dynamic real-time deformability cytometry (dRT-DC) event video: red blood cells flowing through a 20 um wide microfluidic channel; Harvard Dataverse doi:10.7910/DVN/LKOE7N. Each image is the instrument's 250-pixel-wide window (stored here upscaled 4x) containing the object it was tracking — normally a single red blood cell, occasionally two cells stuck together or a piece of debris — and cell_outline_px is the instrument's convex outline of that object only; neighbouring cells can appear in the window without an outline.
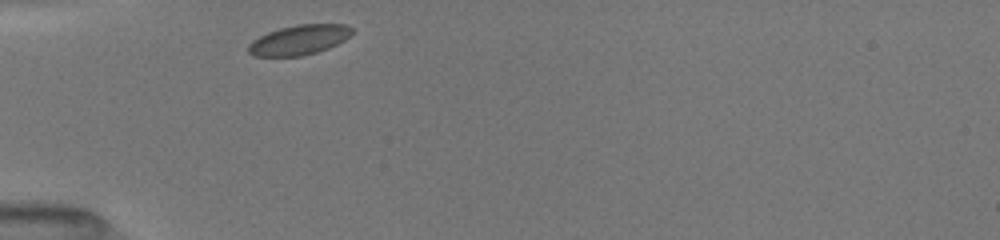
{"species": "common noctule bat (a hibernating species)", "species_latin": "Nyctalus noctula", "temperature_condition": "room temperature", "stored_images_in_passage": 29, "camera_frame_rate_fps": 3000, "um_per_image_px": 0.085, "animal": {"sex": "female", "body_mass_g": 19.5, "forearm_length_mm": 54.1}, "frame": {"image": 1, "passage_image": 1, "time_ms": 0.0, "image_size_px": [1000, 240], "cell_outline_px": [[352, 32], [344, 40], [328, 48], [316, 52], [300, 56], [252, 56], [248, 52], [248, 44], [252, 40], [268, 32], [280, 28], [296, 24], [348, 24], [352, 28]], "centroid_in_image_um": [25.4, 3.39], "position_along_channel_um": 59.6, "area_um2": 17.98}}
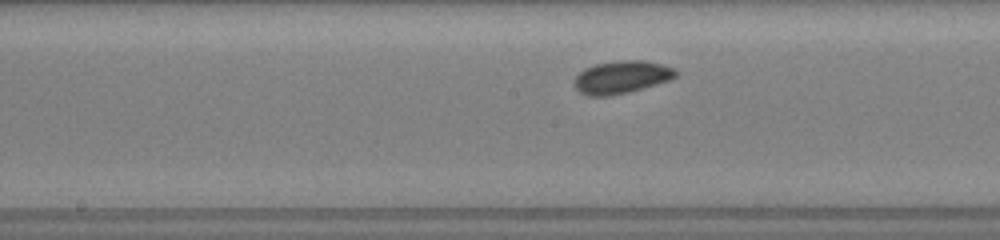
{"frame": {"image": 2, "passage_image": 12, "time_ms": 3.667, "image_size_px": [1000, 240], "cell_outline_px": [[680, 72], [676, 76], [668, 80], [644, 88], [612, 96], [588, 96], [580, 92], [576, 88], [572, 80], [584, 68], [596, 64], [616, 60], [644, 60], [676, 68]], "centroid_in_image_um": [52.83, 6.55], "position_along_channel_um": 195.4, "area_um2": 19.54}}
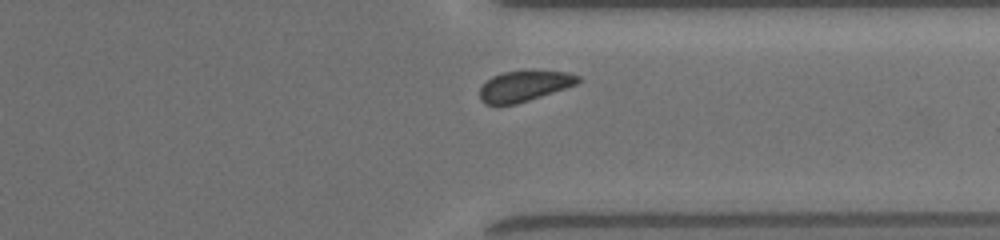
{"frame": {"image": 3, "passage_image": 25, "time_ms": 8.0, "image_size_px": [1000, 240], "cell_outline_px": [[580, 80], [576, 84], [516, 104], [484, 104], [480, 100], [480, 88], [492, 76], [504, 72], [568, 72], [580, 76]], "centroid_in_image_um": [44.53, 7.33], "position_along_channel_um": 366.9, "area_um2": 16.88}}